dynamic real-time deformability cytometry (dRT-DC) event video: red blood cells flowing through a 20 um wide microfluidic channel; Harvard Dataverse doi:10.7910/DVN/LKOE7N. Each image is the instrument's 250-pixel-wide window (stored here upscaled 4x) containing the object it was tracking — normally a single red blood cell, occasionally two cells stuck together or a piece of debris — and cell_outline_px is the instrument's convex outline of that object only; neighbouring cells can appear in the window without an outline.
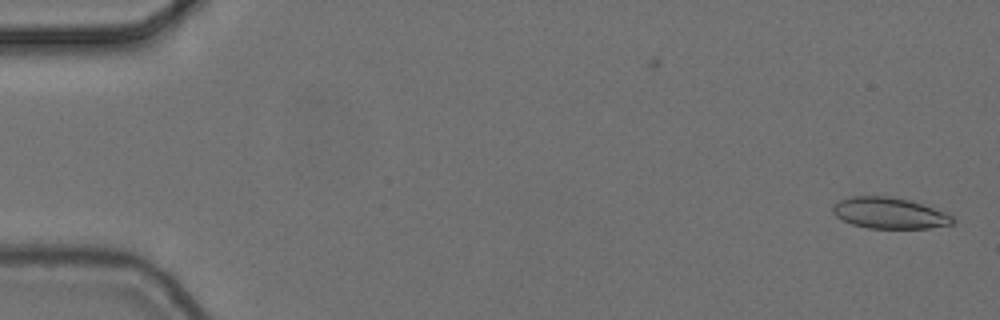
{"species": "common noctule bat (a hibernating species)", "species_latin": "Nyctalus noctula", "temperature_condition": "cold", "stored_images_in_passage": 5, "camera_frame_rate_fps": 3000, "um_per_image_px": 0.085, "animal": {"sex": "female", "body_mass_g": 24.6, "forearm_length_mm": 56.2}, "frame": {"image": 1, "passage_image": 1, "time_ms": 0.0, "image_size_px": [1000, 320], "cell_outline_px": [[956, 220], [952, 224], [928, 228], [868, 228], [852, 224], [836, 216], [832, 212], [832, 204], [840, 200], [852, 196], [888, 196], [908, 200], [944, 212], [952, 216]], "centroid_in_image_um": [75.56, 18.11], "position_along_channel_um": 9.4, "area_um2": 21.5}}
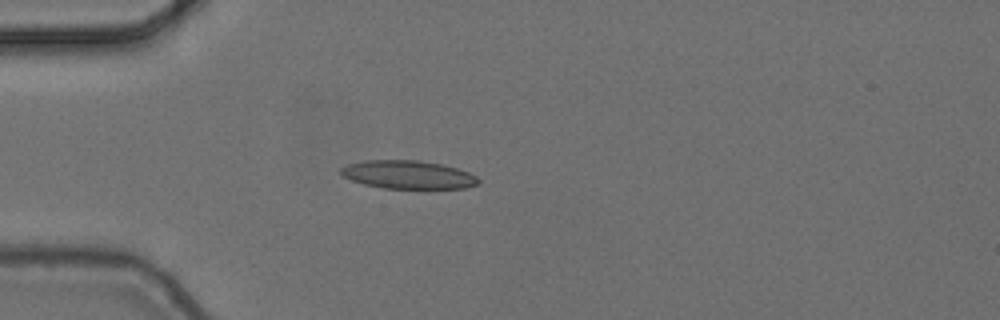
{"frame": {"image": 2, "passage_image": 5, "time_ms": 1.333, "image_size_px": [1000, 320], "cell_outline_px": [[480, 184], [464, 188], [384, 188], [364, 184], [352, 180], [344, 176], [340, 172], [340, 168], [348, 164], [364, 160], [420, 160], [440, 164], [456, 168], [468, 172], [476, 176], [480, 180]], "centroid_in_image_um": [34.69, 14.84], "position_along_channel_um": 50.3, "area_um2": 22.54}}